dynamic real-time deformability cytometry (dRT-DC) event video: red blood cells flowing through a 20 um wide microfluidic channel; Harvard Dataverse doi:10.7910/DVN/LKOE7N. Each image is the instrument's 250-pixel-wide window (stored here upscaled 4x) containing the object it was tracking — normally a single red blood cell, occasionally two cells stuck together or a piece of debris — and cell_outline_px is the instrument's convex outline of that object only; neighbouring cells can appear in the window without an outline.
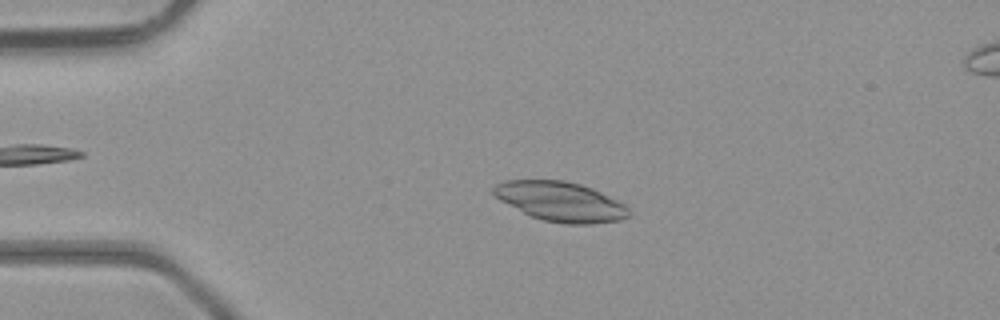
{"species": "common noctule bat (a hibernating species)", "species_latin": "Nyctalus noctula", "temperature_condition": "room temperature", "stored_images_in_passage": 46, "camera_frame_rate_fps": 3000, "um_per_image_px": 0.085, "animal": {"sex": "male", "body_mass_g": 23.1, "forearm_length_mm": 52.7}, "frame": {"image": 1, "passage_image": 10, "time_ms": 3.0, "image_size_px": [1000, 320], "cell_outline_px": [[628, 216], [620, 220], [592, 224], [564, 224], [544, 220], [532, 216], [500, 200], [492, 192], [492, 188], [496, 184], [504, 180], [564, 180], [580, 184], [592, 188], [624, 204], [628, 208]], "centroid_in_image_um": [47.63, 17.12], "position_along_channel_um": 37.4, "area_um2": 30.87}}
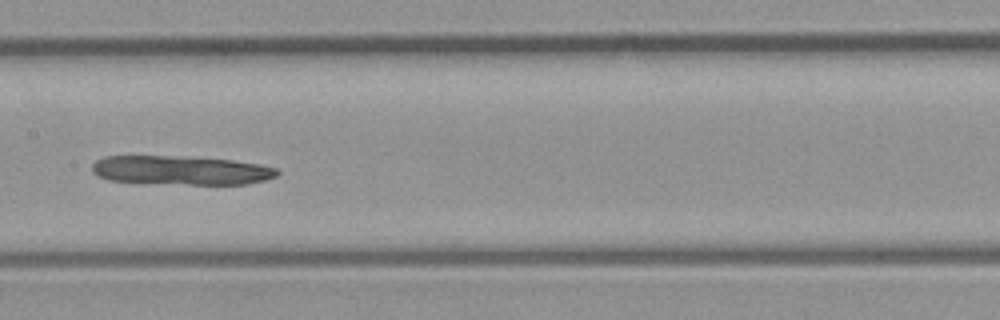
{"frame": {"image": 2, "passage_image": 23, "time_ms": 7.333, "image_size_px": [1000, 320], "cell_outline_px": [[280, 172], [276, 176], [264, 180], [248, 184], [188, 184], [108, 180], [92, 172], [92, 164], [96, 160], [104, 156], [180, 156], [232, 160], [260, 164], [276, 168]], "centroid_in_image_um": [15.4, 14.46], "position_along_channel_um": 192.0, "area_um2": 31.1}}